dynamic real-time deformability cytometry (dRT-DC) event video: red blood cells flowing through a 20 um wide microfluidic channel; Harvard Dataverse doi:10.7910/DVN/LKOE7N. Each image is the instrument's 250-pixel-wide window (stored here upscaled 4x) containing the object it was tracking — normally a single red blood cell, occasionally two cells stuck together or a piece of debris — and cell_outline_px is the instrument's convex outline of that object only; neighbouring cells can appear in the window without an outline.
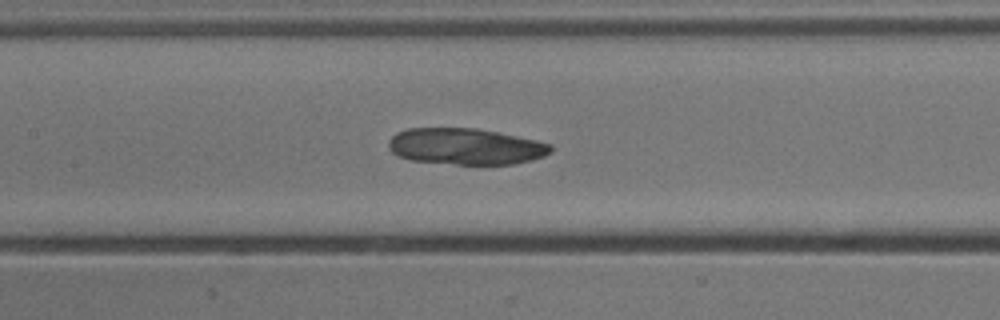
{"species": "common noctule bat (a hibernating species)", "species_latin": "Nyctalus noctula", "temperature_condition": "cold", "stored_images_in_passage": 48, "camera_frame_rate_fps": 3000, "um_per_image_px": 0.085, "animal": {"sex": "male", "body_mass_g": 13.3}, "frame": {"image": 1, "passage_image": 24, "time_ms": 7.667, "image_size_px": [1000, 320], "cell_outline_px": [[552, 152], [544, 156], [532, 160], [516, 164], [456, 164], [412, 160], [400, 156], [392, 152], [388, 148], [388, 140], [396, 132], [408, 128], [476, 128], [536, 140], [552, 144]], "centroid_in_image_um": [39.58, 12.44], "position_along_channel_um": 167.8, "area_um2": 34.33}}
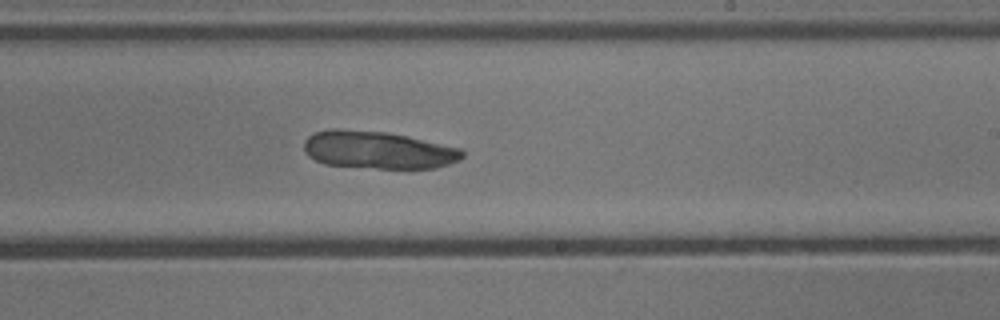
{"frame": {"image": 2, "passage_image": 31, "time_ms": 10.0, "image_size_px": [1000, 320], "cell_outline_px": [[464, 156], [460, 160], [436, 168], [376, 168], [324, 164], [308, 156], [304, 152], [304, 140], [308, 136], [316, 132], [332, 128], [340, 128], [388, 132], [460, 148], [464, 152]], "centroid_in_image_um": [32.1, 12.74], "position_along_channel_um": 256.9, "area_um2": 34.74}}
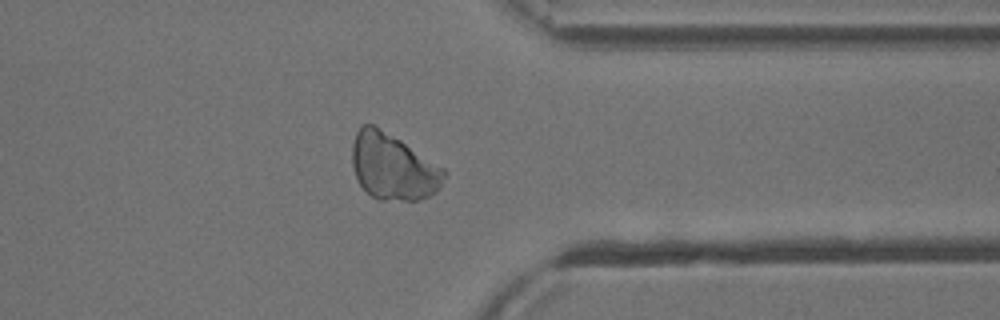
{"frame": {"image": 3, "passage_image": 41, "time_ms": 13.333, "image_size_px": [1000, 320], "cell_outline_px": [[448, 172], [440, 188], [436, 192], [428, 196], [416, 200], [376, 200], [360, 184], [356, 176], [352, 164], [352, 144], [356, 132], [364, 124], [372, 124], [400, 140], [444, 168]], "centroid_in_image_um": [33.42, 14.2], "position_along_channel_um": 378.0, "area_um2": 35.26}}